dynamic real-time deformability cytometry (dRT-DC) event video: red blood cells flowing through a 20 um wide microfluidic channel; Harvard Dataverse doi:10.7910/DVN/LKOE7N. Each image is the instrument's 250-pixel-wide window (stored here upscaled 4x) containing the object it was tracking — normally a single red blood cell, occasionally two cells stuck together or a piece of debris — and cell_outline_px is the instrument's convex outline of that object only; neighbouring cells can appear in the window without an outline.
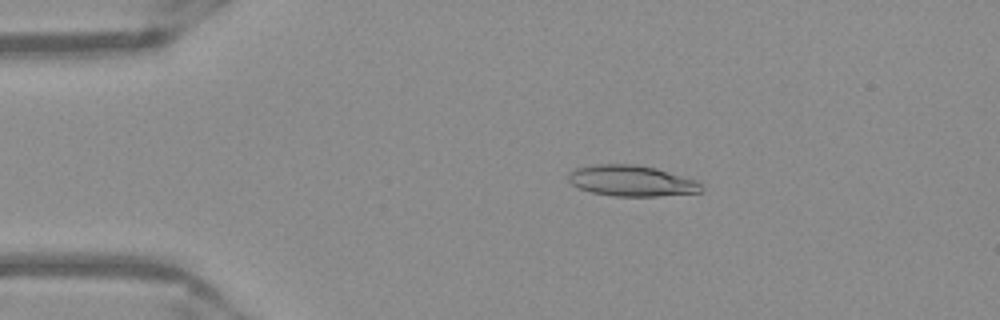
{"species": "Egyptian fruit bat (a non-hibernating species)", "species_latin": "Rousettus aegyptiacus", "temperature_condition": "warm", "stored_images_in_passage": 51, "camera_frame_rate_fps": 3000, "um_per_image_px": 0.085, "frame": {"image": 1, "passage_image": 10, "time_ms": 3.0, "image_size_px": [1000, 320], "cell_outline_px": [[704, 188], [700, 192], [656, 196], [616, 196], [592, 192], [580, 188], [572, 184], [568, 180], [568, 172], [576, 168], [596, 164], [636, 164], [656, 168], [696, 180]], "centroid_in_image_um": [53.67, 15.36], "position_along_channel_um": 31.3, "area_um2": 23.81}}
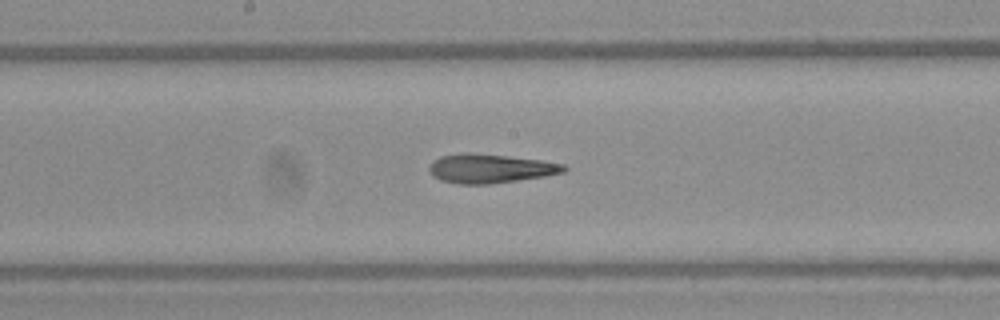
{"frame": {"image": 2, "passage_image": 27, "time_ms": 8.667, "image_size_px": [1000, 320], "cell_outline_px": [[568, 168], [564, 172], [544, 176], [492, 184], [456, 184], [440, 180], [432, 176], [428, 168], [440, 156], [464, 152], [468, 152], [508, 156], [540, 160], [564, 164]], "centroid_in_image_um": [41.66, 14.33], "position_along_channel_um": 206.5, "area_um2": 22.77}}
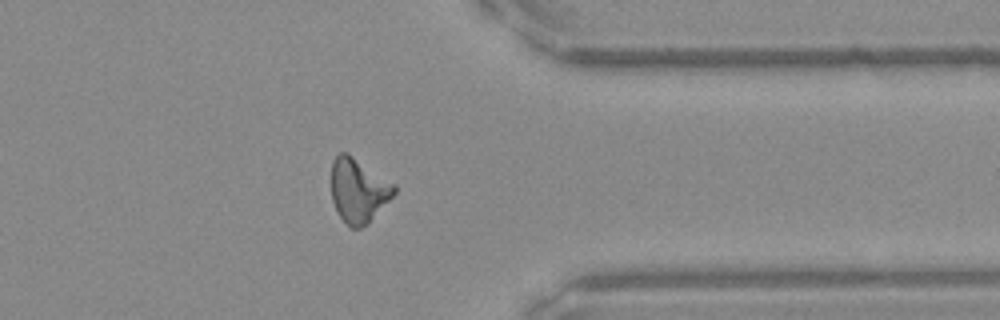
{"frame": {"image": 3, "passage_image": 41, "time_ms": 13.333, "image_size_px": [1000, 320], "cell_outline_px": [[396, 192], [368, 224], [360, 228], [352, 228], [340, 216], [332, 200], [332, 160], [340, 152], [348, 152], [396, 184]], "centroid_in_image_um": [30.48, 16.16], "position_along_channel_um": 380.9, "area_um2": 23.52}, "authors_computed_cell_mechanics": {"area_um2": 22.7732, "velocity_mm_per_s": 3.9453, "shape_relaxation_time_tau1_ms": null, "shape_relaxation_time_tau2_ms": 1.9506, "deformation_change_tau1": null, "deformation_change_tau2": 0.1273}}